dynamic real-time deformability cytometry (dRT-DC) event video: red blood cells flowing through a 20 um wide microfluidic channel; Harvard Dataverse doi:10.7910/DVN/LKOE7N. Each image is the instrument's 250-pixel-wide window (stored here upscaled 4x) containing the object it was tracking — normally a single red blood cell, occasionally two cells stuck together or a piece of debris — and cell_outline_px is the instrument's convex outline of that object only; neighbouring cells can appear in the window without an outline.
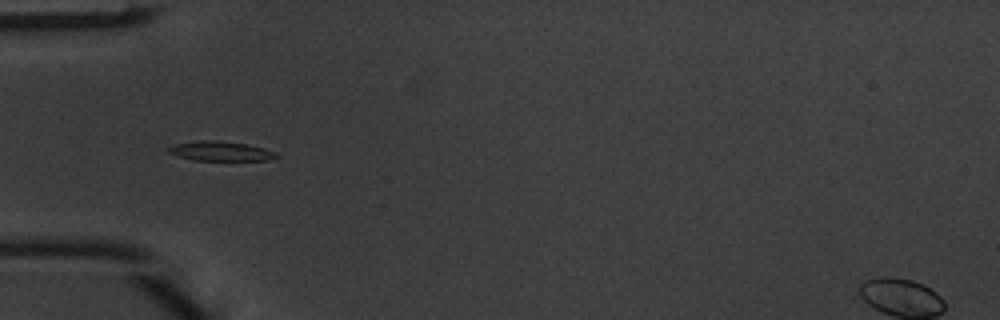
{"species": "common noctule bat (a hibernating species)", "species_latin": "Nyctalus noctula", "temperature_condition": "warm", "stored_images_in_passage": 35, "camera_frame_rate_fps": 3000, "um_per_image_px": 0.085, "animal": {"sex": "male", "body_mass_g": 20.1, "forearm_length_mm": 53.5}, "frame": {"image": 1, "passage_image": 2, "time_ms": 0.333, "image_size_px": [1000, 320], "cell_outline_px": [[280, 156], [268, 160], [192, 160], [168, 152], [168, 148], [176, 144], [200, 140], [216, 140], [244, 144], [264, 148], [276, 152]], "centroid_in_image_um": [18.78, 12.85], "position_along_channel_um": 66.2, "area_um2": 12.08}}
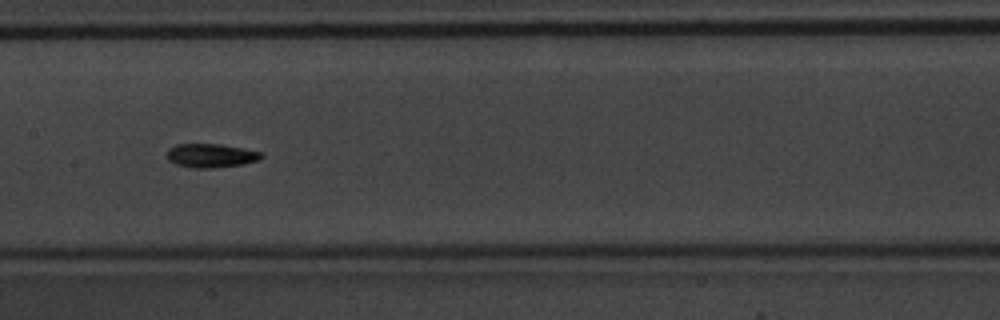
{"frame": {"image": 2, "passage_image": 11, "time_ms": 3.333, "image_size_px": [1000, 320], "cell_outline_px": [[264, 156], [260, 160], [244, 164], [212, 168], [192, 168], [176, 164], [168, 160], [168, 148], [176, 144], [220, 144], [244, 148], [264, 152]], "centroid_in_image_um": [17.98, 13.22], "position_along_channel_um": 189.4, "area_um2": 13.29}}
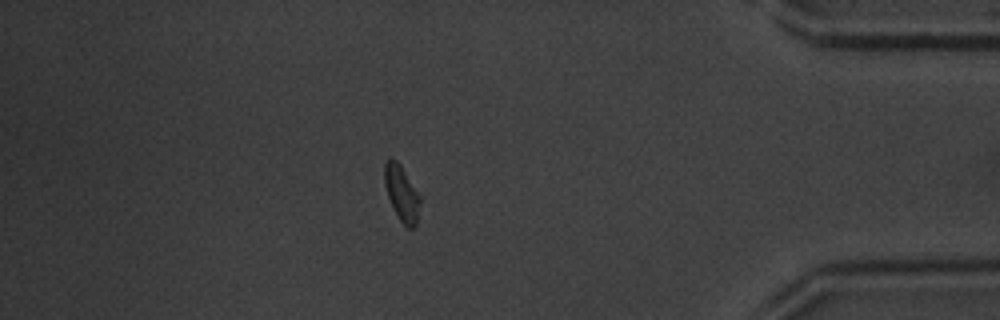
{"frame": {"image": 3, "passage_image": 29, "time_ms": 9.333, "image_size_px": [1000, 320], "cell_outline_px": [[420, 200], [416, 224], [412, 228], [408, 228], [400, 220], [392, 208], [384, 184], [384, 164], [388, 156], [392, 156], [400, 164], [420, 196]], "centroid_in_image_um": [34.1, 16.38], "position_along_channel_um": 401.1, "area_um2": 11.5}, "authors_computed_cell_mechanics": {"area_um2": 12.1958, "velocity_mm_per_s": 4.1154, "shape_relaxation_time_tau1_ms": 1.6048, "shape_relaxation_time_tau2_ms": null, "deformation_change_tau1": 0.1459, "deformation_change_tau2": null}}